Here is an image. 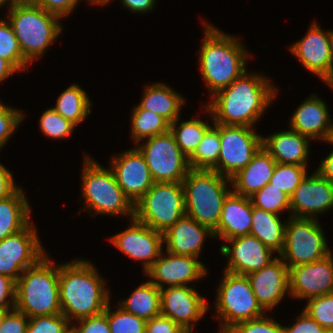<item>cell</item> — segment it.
<instances>
[{"instance_id":"30bf717a","label":"cell","mask_w":333,"mask_h":333,"mask_svg":"<svg viewBox=\"0 0 333 333\" xmlns=\"http://www.w3.org/2000/svg\"><path fill=\"white\" fill-rule=\"evenodd\" d=\"M326 240L317 219L290 216L279 256L288 268L320 261L332 253Z\"/></svg>"},{"instance_id":"3957f363","label":"cell","mask_w":333,"mask_h":333,"mask_svg":"<svg viewBox=\"0 0 333 333\" xmlns=\"http://www.w3.org/2000/svg\"><path fill=\"white\" fill-rule=\"evenodd\" d=\"M203 23L205 36L200 48L199 66L202 78L213 96L246 71L249 55L239 38L224 34L209 23Z\"/></svg>"},{"instance_id":"7c38bea8","label":"cell","mask_w":333,"mask_h":333,"mask_svg":"<svg viewBox=\"0 0 333 333\" xmlns=\"http://www.w3.org/2000/svg\"><path fill=\"white\" fill-rule=\"evenodd\" d=\"M220 155L211 169L231 178L242 170L262 146V136L252 127L220 124Z\"/></svg>"},{"instance_id":"52a82bcc","label":"cell","mask_w":333,"mask_h":333,"mask_svg":"<svg viewBox=\"0 0 333 333\" xmlns=\"http://www.w3.org/2000/svg\"><path fill=\"white\" fill-rule=\"evenodd\" d=\"M82 170V198L86 209L96 214L130 215L134 218V204L118 185L113 171L102 167L85 154Z\"/></svg>"},{"instance_id":"e575fe53","label":"cell","mask_w":333,"mask_h":333,"mask_svg":"<svg viewBox=\"0 0 333 333\" xmlns=\"http://www.w3.org/2000/svg\"><path fill=\"white\" fill-rule=\"evenodd\" d=\"M220 124L213 123L198 144L193 155L188 159L190 169L211 170L220 155Z\"/></svg>"},{"instance_id":"ac0fdd59","label":"cell","mask_w":333,"mask_h":333,"mask_svg":"<svg viewBox=\"0 0 333 333\" xmlns=\"http://www.w3.org/2000/svg\"><path fill=\"white\" fill-rule=\"evenodd\" d=\"M333 293V255L320 261L289 268V292L293 298L309 299Z\"/></svg>"},{"instance_id":"7402d4cb","label":"cell","mask_w":333,"mask_h":333,"mask_svg":"<svg viewBox=\"0 0 333 333\" xmlns=\"http://www.w3.org/2000/svg\"><path fill=\"white\" fill-rule=\"evenodd\" d=\"M246 276L259 305L265 312L276 307L289 292V268L279 257Z\"/></svg>"},{"instance_id":"83f0119b","label":"cell","mask_w":333,"mask_h":333,"mask_svg":"<svg viewBox=\"0 0 333 333\" xmlns=\"http://www.w3.org/2000/svg\"><path fill=\"white\" fill-rule=\"evenodd\" d=\"M167 84L157 82L146 85L139 106L165 118L170 124L180 116L184 97Z\"/></svg>"},{"instance_id":"ee69618b","label":"cell","mask_w":333,"mask_h":333,"mask_svg":"<svg viewBox=\"0 0 333 333\" xmlns=\"http://www.w3.org/2000/svg\"><path fill=\"white\" fill-rule=\"evenodd\" d=\"M24 117L20 109L16 110L0 101V150L14 134Z\"/></svg>"},{"instance_id":"f35d334b","label":"cell","mask_w":333,"mask_h":333,"mask_svg":"<svg viewBox=\"0 0 333 333\" xmlns=\"http://www.w3.org/2000/svg\"><path fill=\"white\" fill-rule=\"evenodd\" d=\"M107 318L111 333H145L147 321L124 311L120 306L110 311L107 305Z\"/></svg>"},{"instance_id":"f6af8a7d","label":"cell","mask_w":333,"mask_h":333,"mask_svg":"<svg viewBox=\"0 0 333 333\" xmlns=\"http://www.w3.org/2000/svg\"><path fill=\"white\" fill-rule=\"evenodd\" d=\"M79 323L71 326L74 333H111L108 318L107 307L101 314L84 317L77 320Z\"/></svg>"},{"instance_id":"ffe728a7","label":"cell","mask_w":333,"mask_h":333,"mask_svg":"<svg viewBox=\"0 0 333 333\" xmlns=\"http://www.w3.org/2000/svg\"><path fill=\"white\" fill-rule=\"evenodd\" d=\"M333 208V183L317 171L306 174L290 197V216L315 218Z\"/></svg>"},{"instance_id":"4fadbf2b","label":"cell","mask_w":333,"mask_h":333,"mask_svg":"<svg viewBox=\"0 0 333 333\" xmlns=\"http://www.w3.org/2000/svg\"><path fill=\"white\" fill-rule=\"evenodd\" d=\"M34 224L0 241V274L17 281L25 269L36 264L45 250Z\"/></svg>"},{"instance_id":"681fc988","label":"cell","mask_w":333,"mask_h":333,"mask_svg":"<svg viewBox=\"0 0 333 333\" xmlns=\"http://www.w3.org/2000/svg\"><path fill=\"white\" fill-rule=\"evenodd\" d=\"M145 333H187L169 317L158 315L148 320Z\"/></svg>"},{"instance_id":"f546056e","label":"cell","mask_w":333,"mask_h":333,"mask_svg":"<svg viewBox=\"0 0 333 333\" xmlns=\"http://www.w3.org/2000/svg\"><path fill=\"white\" fill-rule=\"evenodd\" d=\"M252 226L250 234L265 246L280 254L284 248L286 222L282 223L278 214L252 205Z\"/></svg>"},{"instance_id":"ba28073f","label":"cell","mask_w":333,"mask_h":333,"mask_svg":"<svg viewBox=\"0 0 333 333\" xmlns=\"http://www.w3.org/2000/svg\"><path fill=\"white\" fill-rule=\"evenodd\" d=\"M184 215L182 182H154L134 204V218L161 233Z\"/></svg>"},{"instance_id":"7a4b0ae2","label":"cell","mask_w":333,"mask_h":333,"mask_svg":"<svg viewBox=\"0 0 333 333\" xmlns=\"http://www.w3.org/2000/svg\"><path fill=\"white\" fill-rule=\"evenodd\" d=\"M96 267L88 260L77 259L59 264V295L62 314L71 321L101 314L110 302Z\"/></svg>"},{"instance_id":"836d02e7","label":"cell","mask_w":333,"mask_h":333,"mask_svg":"<svg viewBox=\"0 0 333 333\" xmlns=\"http://www.w3.org/2000/svg\"><path fill=\"white\" fill-rule=\"evenodd\" d=\"M192 118L193 119L183 121L180 124H178V121L180 120L178 118L170 124L169 129L174 136L178 147L188 159L197 149L206 130L211 126L207 122L197 119L196 116H193Z\"/></svg>"},{"instance_id":"44dd1931","label":"cell","mask_w":333,"mask_h":333,"mask_svg":"<svg viewBox=\"0 0 333 333\" xmlns=\"http://www.w3.org/2000/svg\"><path fill=\"white\" fill-rule=\"evenodd\" d=\"M119 154L111 159L110 168L124 194L135 204L154 181L144 156L136 147Z\"/></svg>"},{"instance_id":"d6a6232c","label":"cell","mask_w":333,"mask_h":333,"mask_svg":"<svg viewBox=\"0 0 333 333\" xmlns=\"http://www.w3.org/2000/svg\"><path fill=\"white\" fill-rule=\"evenodd\" d=\"M131 136L135 144L142 143L147 139L169 131L170 123L162 116L139 105L133 108L131 114Z\"/></svg>"},{"instance_id":"f5cc1de1","label":"cell","mask_w":333,"mask_h":333,"mask_svg":"<svg viewBox=\"0 0 333 333\" xmlns=\"http://www.w3.org/2000/svg\"><path fill=\"white\" fill-rule=\"evenodd\" d=\"M122 6L133 13L149 12L154 8L156 0H121Z\"/></svg>"},{"instance_id":"9f6ffc18","label":"cell","mask_w":333,"mask_h":333,"mask_svg":"<svg viewBox=\"0 0 333 333\" xmlns=\"http://www.w3.org/2000/svg\"><path fill=\"white\" fill-rule=\"evenodd\" d=\"M40 0H14L18 4H38Z\"/></svg>"},{"instance_id":"484cf974","label":"cell","mask_w":333,"mask_h":333,"mask_svg":"<svg viewBox=\"0 0 333 333\" xmlns=\"http://www.w3.org/2000/svg\"><path fill=\"white\" fill-rule=\"evenodd\" d=\"M311 138L292 129L262 136V146L279 164L307 166Z\"/></svg>"},{"instance_id":"7dc6e473","label":"cell","mask_w":333,"mask_h":333,"mask_svg":"<svg viewBox=\"0 0 333 333\" xmlns=\"http://www.w3.org/2000/svg\"><path fill=\"white\" fill-rule=\"evenodd\" d=\"M297 322L291 327L284 326V333H328L315 320H313L304 310L296 316Z\"/></svg>"},{"instance_id":"2e32d148","label":"cell","mask_w":333,"mask_h":333,"mask_svg":"<svg viewBox=\"0 0 333 333\" xmlns=\"http://www.w3.org/2000/svg\"><path fill=\"white\" fill-rule=\"evenodd\" d=\"M290 50L308 71L333 88L329 30L325 32L317 23H312L307 34L291 45Z\"/></svg>"},{"instance_id":"94428289","label":"cell","mask_w":333,"mask_h":333,"mask_svg":"<svg viewBox=\"0 0 333 333\" xmlns=\"http://www.w3.org/2000/svg\"><path fill=\"white\" fill-rule=\"evenodd\" d=\"M7 312H8V311L0 310V328H1V326H2V323H3V320H4L5 314H6Z\"/></svg>"},{"instance_id":"d590c367","label":"cell","mask_w":333,"mask_h":333,"mask_svg":"<svg viewBox=\"0 0 333 333\" xmlns=\"http://www.w3.org/2000/svg\"><path fill=\"white\" fill-rule=\"evenodd\" d=\"M0 57L9 61L18 71H25L29 62L24 58L10 22L0 19Z\"/></svg>"},{"instance_id":"5bb4252c","label":"cell","mask_w":333,"mask_h":333,"mask_svg":"<svg viewBox=\"0 0 333 333\" xmlns=\"http://www.w3.org/2000/svg\"><path fill=\"white\" fill-rule=\"evenodd\" d=\"M161 315L169 317L187 333L209 309L206 299L190 286H170L160 289ZM194 323V324H193Z\"/></svg>"},{"instance_id":"4316f807","label":"cell","mask_w":333,"mask_h":333,"mask_svg":"<svg viewBox=\"0 0 333 333\" xmlns=\"http://www.w3.org/2000/svg\"><path fill=\"white\" fill-rule=\"evenodd\" d=\"M277 162L263 146L253 155L251 161L230 178L234 191L242 196L251 197L270 182Z\"/></svg>"},{"instance_id":"9a60e30c","label":"cell","mask_w":333,"mask_h":333,"mask_svg":"<svg viewBox=\"0 0 333 333\" xmlns=\"http://www.w3.org/2000/svg\"><path fill=\"white\" fill-rule=\"evenodd\" d=\"M130 221V226L112 236L110 241L125 255L135 261H142L146 273L163 251V233L155 231L135 218Z\"/></svg>"},{"instance_id":"277c9868","label":"cell","mask_w":333,"mask_h":333,"mask_svg":"<svg viewBox=\"0 0 333 333\" xmlns=\"http://www.w3.org/2000/svg\"><path fill=\"white\" fill-rule=\"evenodd\" d=\"M46 253L23 271L16 281L15 309L27 317L62 314L59 295V265Z\"/></svg>"},{"instance_id":"816d5d0a","label":"cell","mask_w":333,"mask_h":333,"mask_svg":"<svg viewBox=\"0 0 333 333\" xmlns=\"http://www.w3.org/2000/svg\"><path fill=\"white\" fill-rule=\"evenodd\" d=\"M19 188L11 172L0 163V200L10 197Z\"/></svg>"},{"instance_id":"8d00e7d4","label":"cell","mask_w":333,"mask_h":333,"mask_svg":"<svg viewBox=\"0 0 333 333\" xmlns=\"http://www.w3.org/2000/svg\"><path fill=\"white\" fill-rule=\"evenodd\" d=\"M306 168V166L277 163L269 183L291 197L306 176L308 172Z\"/></svg>"},{"instance_id":"7bdbcfd3","label":"cell","mask_w":333,"mask_h":333,"mask_svg":"<svg viewBox=\"0 0 333 333\" xmlns=\"http://www.w3.org/2000/svg\"><path fill=\"white\" fill-rule=\"evenodd\" d=\"M232 333H284V326L266 314L262 317L243 321L230 328Z\"/></svg>"},{"instance_id":"bcb514c9","label":"cell","mask_w":333,"mask_h":333,"mask_svg":"<svg viewBox=\"0 0 333 333\" xmlns=\"http://www.w3.org/2000/svg\"><path fill=\"white\" fill-rule=\"evenodd\" d=\"M15 308L5 314L0 333H26L29 319Z\"/></svg>"},{"instance_id":"603a6c76","label":"cell","mask_w":333,"mask_h":333,"mask_svg":"<svg viewBox=\"0 0 333 333\" xmlns=\"http://www.w3.org/2000/svg\"><path fill=\"white\" fill-rule=\"evenodd\" d=\"M304 100L290 118V129L309 138L329 142L332 136L333 123L325 104L316 94Z\"/></svg>"},{"instance_id":"8fae6325","label":"cell","mask_w":333,"mask_h":333,"mask_svg":"<svg viewBox=\"0 0 333 333\" xmlns=\"http://www.w3.org/2000/svg\"><path fill=\"white\" fill-rule=\"evenodd\" d=\"M136 147L144 156L154 182H182L190 170L170 131L144 140Z\"/></svg>"},{"instance_id":"8992f818","label":"cell","mask_w":333,"mask_h":333,"mask_svg":"<svg viewBox=\"0 0 333 333\" xmlns=\"http://www.w3.org/2000/svg\"><path fill=\"white\" fill-rule=\"evenodd\" d=\"M8 15L20 50L29 63L46 52L63 28L59 16L45 11L38 4L15 3Z\"/></svg>"},{"instance_id":"ab89813d","label":"cell","mask_w":333,"mask_h":333,"mask_svg":"<svg viewBox=\"0 0 333 333\" xmlns=\"http://www.w3.org/2000/svg\"><path fill=\"white\" fill-rule=\"evenodd\" d=\"M304 311L328 332L333 331V293L307 299Z\"/></svg>"},{"instance_id":"9c48e42d","label":"cell","mask_w":333,"mask_h":333,"mask_svg":"<svg viewBox=\"0 0 333 333\" xmlns=\"http://www.w3.org/2000/svg\"><path fill=\"white\" fill-rule=\"evenodd\" d=\"M218 287L215 310L221 320L220 329H230L237 323L265 315L246 275L225 271Z\"/></svg>"},{"instance_id":"d6986e66","label":"cell","mask_w":333,"mask_h":333,"mask_svg":"<svg viewBox=\"0 0 333 333\" xmlns=\"http://www.w3.org/2000/svg\"><path fill=\"white\" fill-rule=\"evenodd\" d=\"M226 242L230 243L231 247L226 244L222 245L220 253L229 258L225 271L234 274L253 273L277 258L272 256L273 250L251 234L234 237Z\"/></svg>"},{"instance_id":"d4e9b609","label":"cell","mask_w":333,"mask_h":333,"mask_svg":"<svg viewBox=\"0 0 333 333\" xmlns=\"http://www.w3.org/2000/svg\"><path fill=\"white\" fill-rule=\"evenodd\" d=\"M252 201L250 197L231 191L223 203L218 226L213 230L214 237L229 240L250 234L252 226Z\"/></svg>"},{"instance_id":"be15d7a7","label":"cell","mask_w":333,"mask_h":333,"mask_svg":"<svg viewBox=\"0 0 333 333\" xmlns=\"http://www.w3.org/2000/svg\"><path fill=\"white\" fill-rule=\"evenodd\" d=\"M327 143H329V144H333V131H332V136H331V139H330V141L329 142H327Z\"/></svg>"},{"instance_id":"1f68e13d","label":"cell","mask_w":333,"mask_h":333,"mask_svg":"<svg viewBox=\"0 0 333 333\" xmlns=\"http://www.w3.org/2000/svg\"><path fill=\"white\" fill-rule=\"evenodd\" d=\"M91 101L79 85L73 84L64 90L56 100L53 109L77 126L91 113Z\"/></svg>"},{"instance_id":"f907efd6","label":"cell","mask_w":333,"mask_h":333,"mask_svg":"<svg viewBox=\"0 0 333 333\" xmlns=\"http://www.w3.org/2000/svg\"><path fill=\"white\" fill-rule=\"evenodd\" d=\"M80 0H40L38 5L61 19L73 12Z\"/></svg>"},{"instance_id":"e7e4bbea","label":"cell","mask_w":333,"mask_h":333,"mask_svg":"<svg viewBox=\"0 0 333 333\" xmlns=\"http://www.w3.org/2000/svg\"><path fill=\"white\" fill-rule=\"evenodd\" d=\"M67 333H74L71 329Z\"/></svg>"},{"instance_id":"6da1fadb","label":"cell","mask_w":333,"mask_h":333,"mask_svg":"<svg viewBox=\"0 0 333 333\" xmlns=\"http://www.w3.org/2000/svg\"><path fill=\"white\" fill-rule=\"evenodd\" d=\"M276 92L268 77L245 71L216 92L205 110L211 114L213 123L253 127L275 99Z\"/></svg>"},{"instance_id":"91938a15","label":"cell","mask_w":333,"mask_h":333,"mask_svg":"<svg viewBox=\"0 0 333 333\" xmlns=\"http://www.w3.org/2000/svg\"><path fill=\"white\" fill-rule=\"evenodd\" d=\"M90 4L106 5L111 0H88Z\"/></svg>"},{"instance_id":"6125c7cd","label":"cell","mask_w":333,"mask_h":333,"mask_svg":"<svg viewBox=\"0 0 333 333\" xmlns=\"http://www.w3.org/2000/svg\"><path fill=\"white\" fill-rule=\"evenodd\" d=\"M219 333H232L230 329H220Z\"/></svg>"},{"instance_id":"4dcf8cb0","label":"cell","mask_w":333,"mask_h":333,"mask_svg":"<svg viewBox=\"0 0 333 333\" xmlns=\"http://www.w3.org/2000/svg\"><path fill=\"white\" fill-rule=\"evenodd\" d=\"M118 306L148 321L161 314L160 289L148 279L139 285L128 299L120 301Z\"/></svg>"},{"instance_id":"6f0895ef","label":"cell","mask_w":333,"mask_h":333,"mask_svg":"<svg viewBox=\"0 0 333 333\" xmlns=\"http://www.w3.org/2000/svg\"><path fill=\"white\" fill-rule=\"evenodd\" d=\"M329 37H330V53L332 58V66H333V31L329 30Z\"/></svg>"},{"instance_id":"11a10c76","label":"cell","mask_w":333,"mask_h":333,"mask_svg":"<svg viewBox=\"0 0 333 333\" xmlns=\"http://www.w3.org/2000/svg\"><path fill=\"white\" fill-rule=\"evenodd\" d=\"M14 72H18V70L9 61L0 57V82L8 79Z\"/></svg>"},{"instance_id":"c3c4849f","label":"cell","mask_w":333,"mask_h":333,"mask_svg":"<svg viewBox=\"0 0 333 333\" xmlns=\"http://www.w3.org/2000/svg\"><path fill=\"white\" fill-rule=\"evenodd\" d=\"M7 298H11L8 300ZM16 281L0 274V310L10 311L15 307ZM11 301V302H10Z\"/></svg>"},{"instance_id":"f1b7e54d","label":"cell","mask_w":333,"mask_h":333,"mask_svg":"<svg viewBox=\"0 0 333 333\" xmlns=\"http://www.w3.org/2000/svg\"><path fill=\"white\" fill-rule=\"evenodd\" d=\"M31 207L24 191L0 200V241L24 229L30 223Z\"/></svg>"},{"instance_id":"b9f144b4","label":"cell","mask_w":333,"mask_h":333,"mask_svg":"<svg viewBox=\"0 0 333 333\" xmlns=\"http://www.w3.org/2000/svg\"><path fill=\"white\" fill-rule=\"evenodd\" d=\"M26 333H67L71 324L63 314L29 317Z\"/></svg>"},{"instance_id":"5b68a950","label":"cell","mask_w":333,"mask_h":333,"mask_svg":"<svg viewBox=\"0 0 333 333\" xmlns=\"http://www.w3.org/2000/svg\"><path fill=\"white\" fill-rule=\"evenodd\" d=\"M230 179L217 171L190 169L182 181L185 214L212 231L218 226Z\"/></svg>"},{"instance_id":"60d3db41","label":"cell","mask_w":333,"mask_h":333,"mask_svg":"<svg viewBox=\"0 0 333 333\" xmlns=\"http://www.w3.org/2000/svg\"><path fill=\"white\" fill-rule=\"evenodd\" d=\"M76 126L58 114L53 108L46 110L40 118V129L45 136L62 139L71 135Z\"/></svg>"},{"instance_id":"74e56055","label":"cell","mask_w":333,"mask_h":333,"mask_svg":"<svg viewBox=\"0 0 333 333\" xmlns=\"http://www.w3.org/2000/svg\"><path fill=\"white\" fill-rule=\"evenodd\" d=\"M254 207L264 209L266 211L280 214L283 210L290 211V197L282 190L274 187L270 183L262 189L255 192L251 197Z\"/></svg>"},{"instance_id":"680465c9","label":"cell","mask_w":333,"mask_h":333,"mask_svg":"<svg viewBox=\"0 0 333 333\" xmlns=\"http://www.w3.org/2000/svg\"><path fill=\"white\" fill-rule=\"evenodd\" d=\"M6 3H8V9H10L15 4L14 0H0V7H3L4 4L6 5Z\"/></svg>"},{"instance_id":"db71d44e","label":"cell","mask_w":333,"mask_h":333,"mask_svg":"<svg viewBox=\"0 0 333 333\" xmlns=\"http://www.w3.org/2000/svg\"><path fill=\"white\" fill-rule=\"evenodd\" d=\"M323 178L333 183V150L324 158L316 170Z\"/></svg>"},{"instance_id":"e0dca14e","label":"cell","mask_w":333,"mask_h":333,"mask_svg":"<svg viewBox=\"0 0 333 333\" xmlns=\"http://www.w3.org/2000/svg\"><path fill=\"white\" fill-rule=\"evenodd\" d=\"M163 252L145 273L159 289L164 288V285L188 286L207 274L205 265L197 257Z\"/></svg>"},{"instance_id":"cb8c5ba5","label":"cell","mask_w":333,"mask_h":333,"mask_svg":"<svg viewBox=\"0 0 333 333\" xmlns=\"http://www.w3.org/2000/svg\"><path fill=\"white\" fill-rule=\"evenodd\" d=\"M207 236L215 238L208 226L185 214L163 233V242L170 253L198 258Z\"/></svg>"}]
</instances>
